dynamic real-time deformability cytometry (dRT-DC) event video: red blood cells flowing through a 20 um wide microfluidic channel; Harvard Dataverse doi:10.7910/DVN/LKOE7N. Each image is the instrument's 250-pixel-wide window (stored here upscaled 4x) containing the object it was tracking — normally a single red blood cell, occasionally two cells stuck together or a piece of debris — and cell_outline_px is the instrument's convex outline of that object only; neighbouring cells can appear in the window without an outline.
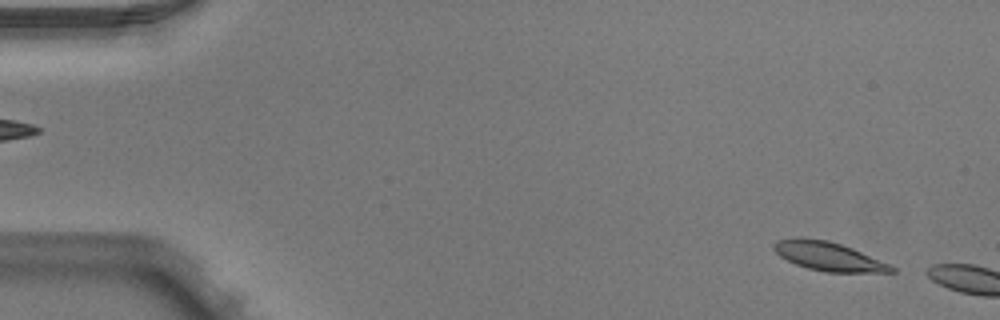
{"species": "Egyptian fruit bat (a non-hibernating species)", "species_latin": "Rousettus aegyptiacus", "temperature_condition": "warm", "stored_images_in_passage": 6, "camera_frame_rate_fps": 3000, "um_per_image_px": 0.085, "animal": {"sex": "male"}, "frame": {"image": 1, "passage_image": 3, "time_ms": 0.667, "image_size_px": [1000, 320], "cell_outline_px": [[896, 272], [824, 272], [808, 268], [796, 264], [780, 256], [772, 248], [772, 244], [776, 240], [828, 240], [852, 248], [888, 264], [896, 268]], "centroid_in_image_um": [70.45, 21.83], "position_along_channel_um": 14.6, "area_um2": 18.96}}